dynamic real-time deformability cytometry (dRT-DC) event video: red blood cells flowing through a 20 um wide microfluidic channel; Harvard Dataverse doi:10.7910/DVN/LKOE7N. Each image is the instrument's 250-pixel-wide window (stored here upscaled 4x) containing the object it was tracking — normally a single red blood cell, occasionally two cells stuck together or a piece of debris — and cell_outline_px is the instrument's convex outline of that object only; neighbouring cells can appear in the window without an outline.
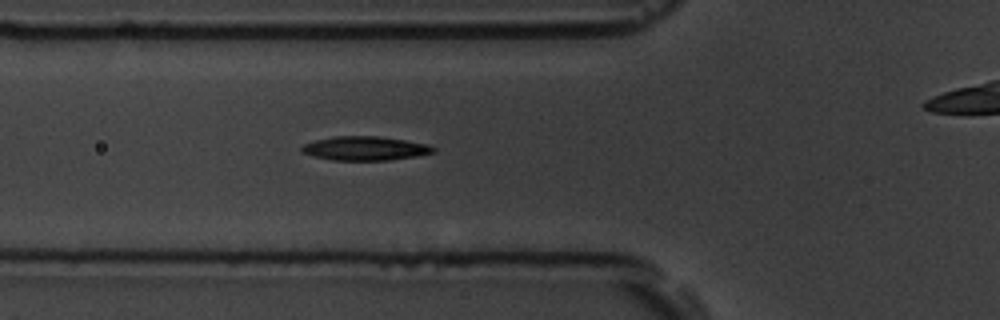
{"species": "common noctule bat (a hibernating species)", "species_latin": "Nyctalus noctula", "temperature_condition": "room temperature", "stored_images_in_passage": 6, "camera_frame_rate_fps": 3000, "um_per_image_px": 0.085, "animal": {"sex": "male", "body_mass_g": 19.5, "forearm_length_mm": 54.6}, "frame": {"image": 1, "passage_image": 5, "time_ms": 5.333, "image_size_px": [1000, 320], "cell_outline_px": [[436, 152], [416, 156], [388, 160], [332, 160], [312, 156], [300, 152], [300, 148], [304, 144], [316, 140], [336, 136], [380, 136], [428, 144], [436, 148]], "centroid_in_image_um": [31.02, 12.61], "position_along_channel_um": 94.8, "area_um2": 18.44}}